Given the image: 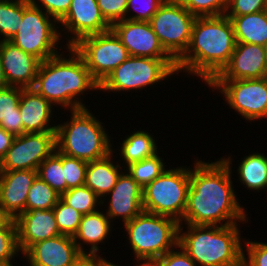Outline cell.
<instances>
[{
  "mask_svg": "<svg viewBox=\"0 0 267 266\" xmlns=\"http://www.w3.org/2000/svg\"><path fill=\"white\" fill-rule=\"evenodd\" d=\"M157 140L153 135L146 130L133 131L130 135H127L122 143L119 150L120 158L122 157L124 169L130 164L139 162L145 158L151 157L159 152ZM158 149V150H157Z\"/></svg>",
  "mask_w": 267,
  "mask_h": 266,
  "instance_id": "26",
  "label": "cell"
},
{
  "mask_svg": "<svg viewBox=\"0 0 267 266\" xmlns=\"http://www.w3.org/2000/svg\"><path fill=\"white\" fill-rule=\"evenodd\" d=\"M60 196L45 181L39 177L35 179L31 186L26 201V211L33 209H53Z\"/></svg>",
  "mask_w": 267,
  "mask_h": 266,
  "instance_id": "33",
  "label": "cell"
},
{
  "mask_svg": "<svg viewBox=\"0 0 267 266\" xmlns=\"http://www.w3.org/2000/svg\"><path fill=\"white\" fill-rule=\"evenodd\" d=\"M91 266H108V261L106 258L97 259Z\"/></svg>",
  "mask_w": 267,
  "mask_h": 266,
  "instance_id": "49",
  "label": "cell"
},
{
  "mask_svg": "<svg viewBox=\"0 0 267 266\" xmlns=\"http://www.w3.org/2000/svg\"><path fill=\"white\" fill-rule=\"evenodd\" d=\"M5 87H8V84L0 60V89H3Z\"/></svg>",
  "mask_w": 267,
  "mask_h": 266,
  "instance_id": "48",
  "label": "cell"
},
{
  "mask_svg": "<svg viewBox=\"0 0 267 266\" xmlns=\"http://www.w3.org/2000/svg\"><path fill=\"white\" fill-rule=\"evenodd\" d=\"M58 23L59 28L64 27L60 34L68 33L65 48L72 47L84 36L100 34L111 29L101 15L97 0H72L67 14Z\"/></svg>",
  "mask_w": 267,
  "mask_h": 266,
  "instance_id": "14",
  "label": "cell"
},
{
  "mask_svg": "<svg viewBox=\"0 0 267 266\" xmlns=\"http://www.w3.org/2000/svg\"><path fill=\"white\" fill-rule=\"evenodd\" d=\"M22 17L23 3L0 0V41H9L16 35Z\"/></svg>",
  "mask_w": 267,
  "mask_h": 266,
  "instance_id": "32",
  "label": "cell"
},
{
  "mask_svg": "<svg viewBox=\"0 0 267 266\" xmlns=\"http://www.w3.org/2000/svg\"><path fill=\"white\" fill-rule=\"evenodd\" d=\"M194 162L180 224L227 226L248 222L247 211L239 204L234 190L231 156L215 162L199 159Z\"/></svg>",
  "mask_w": 267,
  "mask_h": 266,
  "instance_id": "1",
  "label": "cell"
},
{
  "mask_svg": "<svg viewBox=\"0 0 267 266\" xmlns=\"http://www.w3.org/2000/svg\"><path fill=\"white\" fill-rule=\"evenodd\" d=\"M15 136L12 133L5 131L0 126V161L6 155L7 150L11 147Z\"/></svg>",
  "mask_w": 267,
  "mask_h": 266,
  "instance_id": "44",
  "label": "cell"
},
{
  "mask_svg": "<svg viewBox=\"0 0 267 266\" xmlns=\"http://www.w3.org/2000/svg\"><path fill=\"white\" fill-rule=\"evenodd\" d=\"M53 211L59 232L73 237L78 230L83 214L67 205L61 198L53 207Z\"/></svg>",
  "mask_w": 267,
  "mask_h": 266,
  "instance_id": "34",
  "label": "cell"
},
{
  "mask_svg": "<svg viewBox=\"0 0 267 266\" xmlns=\"http://www.w3.org/2000/svg\"><path fill=\"white\" fill-rule=\"evenodd\" d=\"M227 17L232 22L236 43L264 46L267 42V10Z\"/></svg>",
  "mask_w": 267,
  "mask_h": 266,
  "instance_id": "25",
  "label": "cell"
},
{
  "mask_svg": "<svg viewBox=\"0 0 267 266\" xmlns=\"http://www.w3.org/2000/svg\"><path fill=\"white\" fill-rule=\"evenodd\" d=\"M108 266H119V265H117V264H115V263H111L109 260H108Z\"/></svg>",
  "mask_w": 267,
  "mask_h": 266,
  "instance_id": "52",
  "label": "cell"
},
{
  "mask_svg": "<svg viewBox=\"0 0 267 266\" xmlns=\"http://www.w3.org/2000/svg\"><path fill=\"white\" fill-rule=\"evenodd\" d=\"M142 187L125 171L118 177L116 185L107 194L109 198L102 199V207L108 204L105 214L112 221L122 219L127 223L144 211L142 203ZM109 202V203H108Z\"/></svg>",
  "mask_w": 267,
  "mask_h": 266,
  "instance_id": "17",
  "label": "cell"
},
{
  "mask_svg": "<svg viewBox=\"0 0 267 266\" xmlns=\"http://www.w3.org/2000/svg\"><path fill=\"white\" fill-rule=\"evenodd\" d=\"M195 17L225 15L228 0H177Z\"/></svg>",
  "mask_w": 267,
  "mask_h": 266,
  "instance_id": "36",
  "label": "cell"
},
{
  "mask_svg": "<svg viewBox=\"0 0 267 266\" xmlns=\"http://www.w3.org/2000/svg\"><path fill=\"white\" fill-rule=\"evenodd\" d=\"M69 113L70 120L56 124V146L60 153L86 162L112 153L111 139L105 126L88 106Z\"/></svg>",
  "mask_w": 267,
  "mask_h": 266,
  "instance_id": "5",
  "label": "cell"
},
{
  "mask_svg": "<svg viewBox=\"0 0 267 266\" xmlns=\"http://www.w3.org/2000/svg\"><path fill=\"white\" fill-rule=\"evenodd\" d=\"M267 10V0H228L226 16H241Z\"/></svg>",
  "mask_w": 267,
  "mask_h": 266,
  "instance_id": "41",
  "label": "cell"
},
{
  "mask_svg": "<svg viewBox=\"0 0 267 266\" xmlns=\"http://www.w3.org/2000/svg\"><path fill=\"white\" fill-rule=\"evenodd\" d=\"M115 149L108 156L88 162L85 185L95 192L99 198L105 199L107 194L116 185L118 177L123 172V163L113 160ZM114 157V158H113Z\"/></svg>",
  "mask_w": 267,
  "mask_h": 266,
  "instance_id": "24",
  "label": "cell"
},
{
  "mask_svg": "<svg viewBox=\"0 0 267 266\" xmlns=\"http://www.w3.org/2000/svg\"><path fill=\"white\" fill-rule=\"evenodd\" d=\"M60 198L83 215L94 213L102 206L99 196L86 185L70 188Z\"/></svg>",
  "mask_w": 267,
  "mask_h": 266,
  "instance_id": "31",
  "label": "cell"
},
{
  "mask_svg": "<svg viewBox=\"0 0 267 266\" xmlns=\"http://www.w3.org/2000/svg\"><path fill=\"white\" fill-rule=\"evenodd\" d=\"M158 260L161 266H197L180 245L159 257Z\"/></svg>",
  "mask_w": 267,
  "mask_h": 266,
  "instance_id": "43",
  "label": "cell"
},
{
  "mask_svg": "<svg viewBox=\"0 0 267 266\" xmlns=\"http://www.w3.org/2000/svg\"><path fill=\"white\" fill-rule=\"evenodd\" d=\"M7 1H14V2H21V3H31L32 0H7Z\"/></svg>",
  "mask_w": 267,
  "mask_h": 266,
  "instance_id": "51",
  "label": "cell"
},
{
  "mask_svg": "<svg viewBox=\"0 0 267 266\" xmlns=\"http://www.w3.org/2000/svg\"><path fill=\"white\" fill-rule=\"evenodd\" d=\"M88 162L62 154V166L66 180V191L85 185Z\"/></svg>",
  "mask_w": 267,
  "mask_h": 266,
  "instance_id": "37",
  "label": "cell"
},
{
  "mask_svg": "<svg viewBox=\"0 0 267 266\" xmlns=\"http://www.w3.org/2000/svg\"><path fill=\"white\" fill-rule=\"evenodd\" d=\"M14 218L0 204V227L7 226Z\"/></svg>",
  "mask_w": 267,
  "mask_h": 266,
  "instance_id": "45",
  "label": "cell"
},
{
  "mask_svg": "<svg viewBox=\"0 0 267 266\" xmlns=\"http://www.w3.org/2000/svg\"><path fill=\"white\" fill-rule=\"evenodd\" d=\"M180 223L143 211L124 224L134 259H158L178 246Z\"/></svg>",
  "mask_w": 267,
  "mask_h": 266,
  "instance_id": "6",
  "label": "cell"
},
{
  "mask_svg": "<svg viewBox=\"0 0 267 266\" xmlns=\"http://www.w3.org/2000/svg\"><path fill=\"white\" fill-rule=\"evenodd\" d=\"M264 56H265V66H266V74H267V42L264 44Z\"/></svg>",
  "mask_w": 267,
  "mask_h": 266,
  "instance_id": "50",
  "label": "cell"
},
{
  "mask_svg": "<svg viewBox=\"0 0 267 266\" xmlns=\"http://www.w3.org/2000/svg\"><path fill=\"white\" fill-rule=\"evenodd\" d=\"M19 253L17 225L13 219L7 226L0 227V265L15 261Z\"/></svg>",
  "mask_w": 267,
  "mask_h": 266,
  "instance_id": "35",
  "label": "cell"
},
{
  "mask_svg": "<svg viewBox=\"0 0 267 266\" xmlns=\"http://www.w3.org/2000/svg\"><path fill=\"white\" fill-rule=\"evenodd\" d=\"M37 174L38 177L54 189L59 196L66 192L62 153L57 149L39 165Z\"/></svg>",
  "mask_w": 267,
  "mask_h": 266,
  "instance_id": "30",
  "label": "cell"
},
{
  "mask_svg": "<svg viewBox=\"0 0 267 266\" xmlns=\"http://www.w3.org/2000/svg\"><path fill=\"white\" fill-rule=\"evenodd\" d=\"M236 47L234 28L226 15L196 17L185 53L176 61L185 72L209 84L229 63Z\"/></svg>",
  "mask_w": 267,
  "mask_h": 266,
  "instance_id": "2",
  "label": "cell"
},
{
  "mask_svg": "<svg viewBox=\"0 0 267 266\" xmlns=\"http://www.w3.org/2000/svg\"><path fill=\"white\" fill-rule=\"evenodd\" d=\"M72 0H32L31 3L41 8L50 17L59 22L68 12Z\"/></svg>",
  "mask_w": 267,
  "mask_h": 266,
  "instance_id": "42",
  "label": "cell"
},
{
  "mask_svg": "<svg viewBox=\"0 0 267 266\" xmlns=\"http://www.w3.org/2000/svg\"><path fill=\"white\" fill-rule=\"evenodd\" d=\"M157 152L151 157L135 162L126 167V172L142 189L159 177L167 168L166 163Z\"/></svg>",
  "mask_w": 267,
  "mask_h": 266,
  "instance_id": "29",
  "label": "cell"
},
{
  "mask_svg": "<svg viewBox=\"0 0 267 266\" xmlns=\"http://www.w3.org/2000/svg\"><path fill=\"white\" fill-rule=\"evenodd\" d=\"M128 0H97L101 15L112 26L125 19Z\"/></svg>",
  "mask_w": 267,
  "mask_h": 266,
  "instance_id": "39",
  "label": "cell"
},
{
  "mask_svg": "<svg viewBox=\"0 0 267 266\" xmlns=\"http://www.w3.org/2000/svg\"><path fill=\"white\" fill-rule=\"evenodd\" d=\"M72 47L83 58L91 76L99 85L130 56L112 29L84 36Z\"/></svg>",
  "mask_w": 267,
  "mask_h": 266,
  "instance_id": "10",
  "label": "cell"
},
{
  "mask_svg": "<svg viewBox=\"0 0 267 266\" xmlns=\"http://www.w3.org/2000/svg\"><path fill=\"white\" fill-rule=\"evenodd\" d=\"M208 87L224 95L225 102L246 121L267 118V77L261 79L212 80Z\"/></svg>",
  "mask_w": 267,
  "mask_h": 266,
  "instance_id": "12",
  "label": "cell"
},
{
  "mask_svg": "<svg viewBox=\"0 0 267 266\" xmlns=\"http://www.w3.org/2000/svg\"><path fill=\"white\" fill-rule=\"evenodd\" d=\"M97 258L89 255H83L76 263L72 266H91Z\"/></svg>",
  "mask_w": 267,
  "mask_h": 266,
  "instance_id": "46",
  "label": "cell"
},
{
  "mask_svg": "<svg viewBox=\"0 0 267 266\" xmlns=\"http://www.w3.org/2000/svg\"><path fill=\"white\" fill-rule=\"evenodd\" d=\"M239 225L180 224L178 245L198 266H243Z\"/></svg>",
  "mask_w": 267,
  "mask_h": 266,
  "instance_id": "4",
  "label": "cell"
},
{
  "mask_svg": "<svg viewBox=\"0 0 267 266\" xmlns=\"http://www.w3.org/2000/svg\"><path fill=\"white\" fill-rule=\"evenodd\" d=\"M37 177L36 170L0 171V204L14 219L26 211L28 192Z\"/></svg>",
  "mask_w": 267,
  "mask_h": 266,
  "instance_id": "21",
  "label": "cell"
},
{
  "mask_svg": "<svg viewBox=\"0 0 267 266\" xmlns=\"http://www.w3.org/2000/svg\"><path fill=\"white\" fill-rule=\"evenodd\" d=\"M246 249L243 250V266H267V243L250 241L243 242ZM246 250V252H245Z\"/></svg>",
  "mask_w": 267,
  "mask_h": 266,
  "instance_id": "40",
  "label": "cell"
},
{
  "mask_svg": "<svg viewBox=\"0 0 267 266\" xmlns=\"http://www.w3.org/2000/svg\"><path fill=\"white\" fill-rule=\"evenodd\" d=\"M267 77L264 46L236 43L229 63L213 80L261 79Z\"/></svg>",
  "mask_w": 267,
  "mask_h": 266,
  "instance_id": "19",
  "label": "cell"
},
{
  "mask_svg": "<svg viewBox=\"0 0 267 266\" xmlns=\"http://www.w3.org/2000/svg\"><path fill=\"white\" fill-rule=\"evenodd\" d=\"M177 73L176 61L173 58H146L129 56L100 85L104 93L131 92L161 84L171 75ZM167 78V79H166Z\"/></svg>",
  "mask_w": 267,
  "mask_h": 266,
  "instance_id": "8",
  "label": "cell"
},
{
  "mask_svg": "<svg viewBox=\"0 0 267 266\" xmlns=\"http://www.w3.org/2000/svg\"><path fill=\"white\" fill-rule=\"evenodd\" d=\"M138 265L135 266H161L158 259H137Z\"/></svg>",
  "mask_w": 267,
  "mask_h": 266,
  "instance_id": "47",
  "label": "cell"
},
{
  "mask_svg": "<svg viewBox=\"0 0 267 266\" xmlns=\"http://www.w3.org/2000/svg\"><path fill=\"white\" fill-rule=\"evenodd\" d=\"M164 2L165 0H128L125 19L150 22ZM131 11H134L135 14Z\"/></svg>",
  "mask_w": 267,
  "mask_h": 266,
  "instance_id": "38",
  "label": "cell"
},
{
  "mask_svg": "<svg viewBox=\"0 0 267 266\" xmlns=\"http://www.w3.org/2000/svg\"><path fill=\"white\" fill-rule=\"evenodd\" d=\"M111 29L127 48L130 56L146 58H172L160 44L150 22L124 19Z\"/></svg>",
  "mask_w": 267,
  "mask_h": 266,
  "instance_id": "15",
  "label": "cell"
},
{
  "mask_svg": "<svg viewBox=\"0 0 267 266\" xmlns=\"http://www.w3.org/2000/svg\"><path fill=\"white\" fill-rule=\"evenodd\" d=\"M18 247L23 254L31 245L60 235L53 209L24 211L16 219Z\"/></svg>",
  "mask_w": 267,
  "mask_h": 266,
  "instance_id": "20",
  "label": "cell"
},
{
  "mask_svg": "<svg viewBox=\"0 0 267 266\" xmlns=\"http://www.w3.org/2000/svg\"><path fill=\"white\" fill-rule=\"evenodd\" d=\"M23 88L8 86L0 89V126L14 136L23 134V123L19 111Z\"/></svg>",
  "mask_w": 267,
  "mask_h": 266,
  "instance_id": "28",
  "label": "cell"
},
{
  "mask_svg": "<svg viewBox=\"0 0 267 266\" xmlns=\"http://www.w3.org/2000/svg\"><path fill=\"white\" fill-rule=\"evenodd\" d=\"M22 255L29 266H72L83 256L73 237L63 234L31 245Z\"/></svg>",
  "mask_w": 267,
  "mask_h": 266,
  "instance_id": "16",
  "label": "cell"
},
{
  "mask_svg": "<svg viewBox=\"0 0 267 266\" xmlns=\"http://www.w3.org/2000/svg\"><path fill=\"white\" fill-rule=\"evenodd\" d=\"M56 146V132H32L15 136L0 161V171L36 170Z\"/></svg>",
  "mask_w": 267,
  "mask_h": 266,
  "instance_id": "13",
  "label": "cell"
},
{
  "mask_svg": "<svg viewBox=\"0 0 267 266\" xmlns=\"http://www.w3.org/2000/svg\"><path fill=\"white\" fill-rule=\"evenodd\" d=\"M190 186V166L167 168L159 177L143 188L145 212L183 220Z\"/></svg>",
  "mask_w": 267,
  "mask_h": 266,
  "instance_id": "7",
  "label": "cell"
},
{
  "mask_svg": "<svg viewBox=\"0 0 267 266\" xmlns=\"http://www.w3.org/2000/svg\"><path fill=\"white\" fill-rule=\"evenodd\" d=\"M54 105L33 88H23L19 111L23 123V134L32 132H56L57 125L51 123Z\"/></svg>",
  "mask_w": 267,
  "mask_h": 266,
  "instance_id": "22",
  "label": "cell"
},
{
  "mask_svg": "<svg viewBox=\"0 0 267 266\" xmlns=\"http://www.w3.org/2000/svg\"><path fill=\"white\" fill-rule=\"evenodd\" d=\"M0 60L8 86L32 88L41 60L11 41H0Z\"/></svg>",
  "mask_w": 267,
  "mask_h": 266,
  "instance_id": "18",
  "label": "cell"
},
{
  "mask_svg": "<svg viewBox=\"0 0 267 266\" xmlns=\"http://www.w3.org/2000/svg\"><path fill=\"white\" fill-rule=\"evenodd\" d=\"M66 50L68 55L61 52L41 62L32 88L56 107L70 111L86 108L81 95L100 90V85L73 47Z\"/></svg>",
  "mask_w": 267,
  "mask_h": 266,
  "instance_id": "3",
  "label": "cell"
},
{
  "mask_svg": "<svg viewBox=\"0 0 267 266\" xmlns=\"http://www.w3.org/2000/svg\"><path fill=\"white\" fill-rule=\"evenodd\" d=\"M59 23L41 8L32 3H23V17L16 35L11 38L13 44L41 61L52 58L63 49ZM60 48V49H58Z\"/></svg>",
  "mask_w": 267,
  "mask_h": 266,
  "instance_id": "9",
  "label": "cell"
},
{
  "mask_svg": "<svg viewBox=\"0 0 267 266\" xmlns=\"http://www.w3.org/2000/svg\"><path fill=\"white\" fill-rule=\"evenodd\" d=\"M242 159L236 170L241 184L253 192L265 191L267 188V156L257 151Z\"/></svg>",
  "mask_w": 267,
  "mask_h": 266,
  "instance_id": "27",
  "label": "cell"
},
{
  "mask_svg": "<svg viewBox=\"0 0 267 266\" xmlns=\"http://www.w3.org/2000/svg\"><path fill=\"white\" fill-rule=\"evenodd\" d=\"M195 18L177 0H165L150 20L160 44L175 61L189 46Z\"/></svg>",
  "mask_w": 267,
  "mask_h": 266,
  "instance_id": "11",
  "label": "cell"
},
{
  "mask_svg": "<svg viewBox=\"0 0 267 266\" xmlns=\"http://www.w3.org/2000/svg\"><path fill=\"white\" fill-rule=\"evenodd\" d=\"M105 214L104 211L98 210L94 213L82 215L79 227L75 235L73 236L74 242L77 245L78 250L83 255L93 256L97 259H104L100 255V247L102 243L108 240V236L112 232L113 223ZM84 245H89L88 249H85ZM99 254V255H98Z\"/></svg>",
  "mask_w": 267,
  "mask_h": 266,
  "instance_id": "23",
  "label": "cell"
},
{
  "mask_svg": "<svg viewBox=\"0 0 267 266\" xmlns=\"http://www.w3.org/2000/svg\"><path fill=\"white\" fill-rule=\"evenodd\" d=\"M0 266H13L12 262L8 263V264H4V265H0Z\"/></svg>",
  "mask_w": 267,
  "mask_h": 266,
  "instance_id": "53",
  "label": "cell"
}]
</instances>
